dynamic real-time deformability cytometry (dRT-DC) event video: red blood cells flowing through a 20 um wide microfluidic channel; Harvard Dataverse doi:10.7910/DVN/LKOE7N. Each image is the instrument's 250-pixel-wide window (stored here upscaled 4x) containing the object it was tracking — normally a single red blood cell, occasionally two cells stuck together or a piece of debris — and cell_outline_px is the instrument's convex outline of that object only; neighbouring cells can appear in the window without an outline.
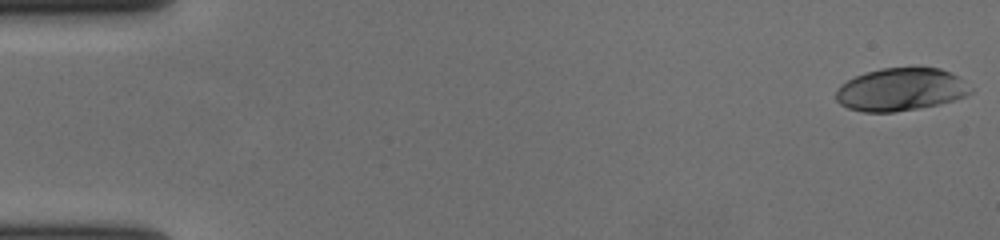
{"species": "human", "species_latin": "Homo sapiens", "temperature_condition": "cold", "stored_images_in_passage": 57, "camera_frame_rate_fps": 3000, "um_per_image_px": 0.085, "donor": {"sex": "female"}, "frame": {"image": 1, "passage_image": 1, "time_ms": 0.0, "image_size_px": [1000, 240], "cell_outline_px": [[976, 88], [972, 92], [964, 96], [940, 104], [896, 112], [864, 112], [848, 108], [840, 104], [836, 100], [836, 88], [840, 84], [864, 72], [880, 68], [940, 68], [956, 76]], "centroid_in_image_um": [76.55, 7.61], "position_along_channel_um": 8.4, "area_um2": 33.64}}
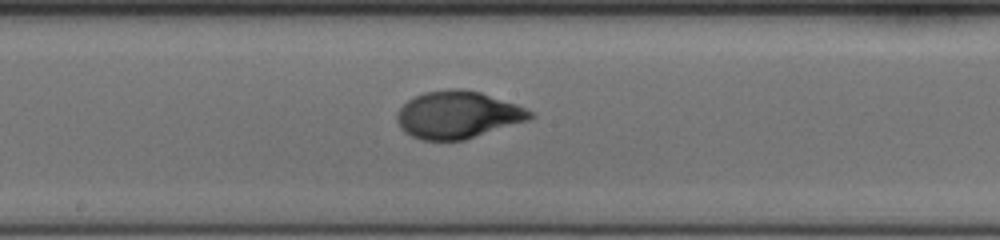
{"frame": {"image": 2, "passage_image": 31, "time_ms": 10.0, "image_size_px": [1000, 240], "cell_outline_px": [[536, 116], [528, 120], [464, 140], [420, 140], [404, 132], [400, 128], [396, 120], [396, 112], [408, 100], [424, 92], [452, 88], [460, 88], [480, 92], [516, 104], [532, 112]], "centroid_in_image_um": [38.88, 9.76], "position_along_channel_um": 209.3, "area_um2": 36.65}}
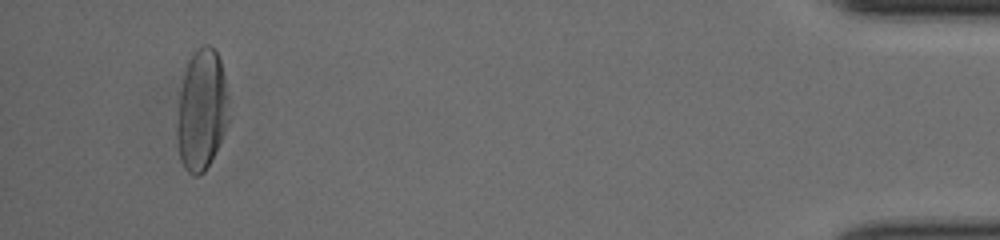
{"frame": {"image": 3, "passage_image": 54, "time_ms": 17.667, "image_size_px": [1000, 240], "cell_outline_px": [[228, 120], [224, 132], [204, 172], [200, 176], [192, 176], [184, 168], [180, 160], [176, 140], [176, 124], [180, 92], [184, 72], [188, 60], [192, 52], [196, 48], [204, 44], [208, 44], [216, 52], [220, 60], [224, 76], [228, 116]], "centroid_in_image_um": [17.09, 9.36], "position_along_channel_um": 418.1, "area_um2": 36.3}, "authors_computed_cell_mechanics": {"area_um2": 35.4892, "velocity_mm_per_s": 3.6728, "shape_relaxation_time_tau1_ms": 3.595, "shape_relaxation_time_tau2_ms": 0.8011, "deformation_change_tau1": 0.203, "deformation_change_tau2": 0.0475}}